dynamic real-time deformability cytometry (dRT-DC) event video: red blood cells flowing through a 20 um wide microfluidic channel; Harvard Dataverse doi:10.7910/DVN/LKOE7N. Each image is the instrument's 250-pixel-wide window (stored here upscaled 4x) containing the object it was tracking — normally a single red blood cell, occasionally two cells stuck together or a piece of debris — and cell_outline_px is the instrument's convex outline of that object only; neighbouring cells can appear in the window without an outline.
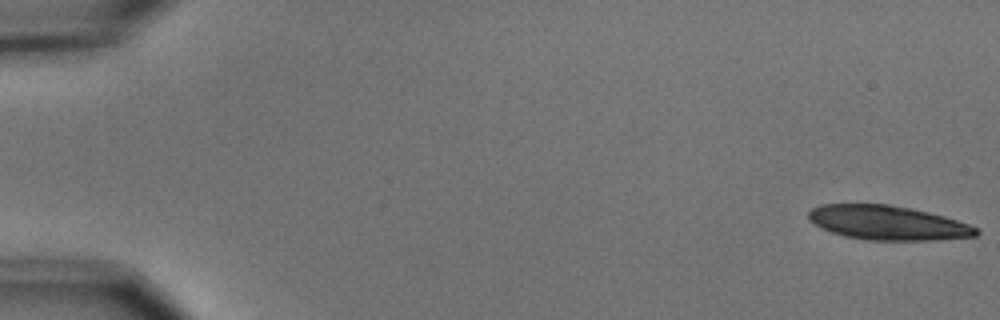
{"species": "common noctule bat (a hibernating species)", "species_latin": "Nyctalus noctula", "temperature_condition": "cold", "stored_images_in_passage": 17, "camera_frame_rate_fps": 3000, "um_per_image_px": 0.085, "animal": {"sex": "male", "body_mass_g": 15.6}, "frame": {"image": 1, "passage_image": 1, "time_ms": 0.0, "image_size_px": [1000, 320], "cell_outline_px": [[980, 232], [976, 236], [936, 240], [868, 240], [844, 236], [820, 228], [808, 220], [808, 212], [812, 208], [820, 204], [888, 204], [912, 208], [944, 216], [980, 228]], "centroid_in_image_um": [75.45, 18.93], "position_along_channel_um": 9.6, "area_um2": 33.7}}